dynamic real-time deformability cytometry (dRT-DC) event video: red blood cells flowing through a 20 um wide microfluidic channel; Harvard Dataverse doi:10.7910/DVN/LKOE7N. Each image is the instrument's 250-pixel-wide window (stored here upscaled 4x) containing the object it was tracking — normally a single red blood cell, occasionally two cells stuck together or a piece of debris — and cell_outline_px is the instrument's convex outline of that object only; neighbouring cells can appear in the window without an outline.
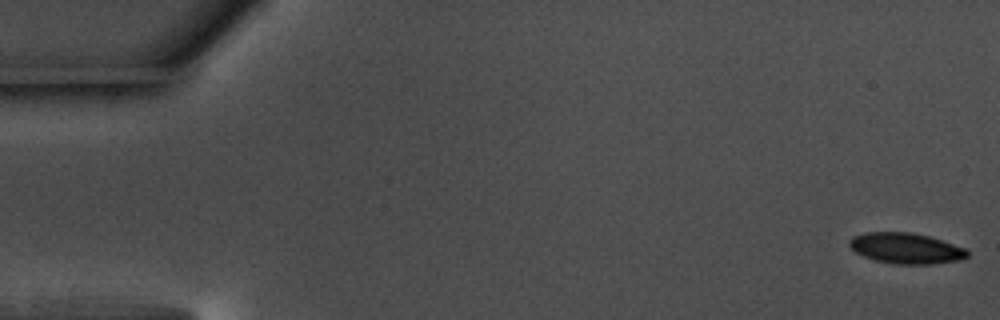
{"species": "common noctule bat (a hibernating species)", "species_latin": "Nyctalus noctula", "temperature_condition": "warm", "stored_images_in_passage": 56, "camera_frame_rate_fps": 3000, "um_per_image_px": 0.085, "animal": {"sex": "male", "body_mass_g": 17.5, "forearm_length_mm": 52.3}, "frame": {"image": 1, "passage_image": 1, "time_ms": 0.0, "image_size_px": [1000, 320], "cell_outline_px": [[968, 256], [960, 260], [928, 264], [896, 264], [876, 260], [864, 256], [856, 252], [848, 244], [848, 240], [852, 236], [864, 232], [912, 232], [928, 236], [964, 248], [968, 252]], "centroid_in_image_um": [76.96, 21.09], "position_along_channel_um": 8.0, "area_um2": 20.92}}
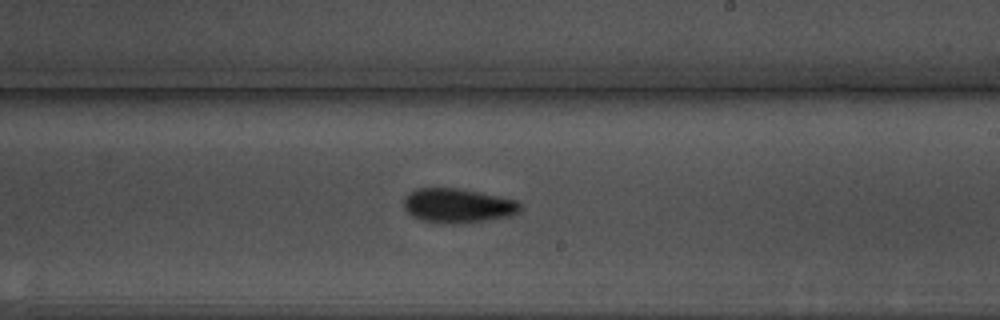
{"frame": {"image": 2, "passage_image": 33, "time_ms": 10.667, "image_size_px": [1000, 320], "cell_outline_px": [[520, 212], [512, 216], [488, 220], [456, 224], [444, 224], [420, 220], [412, 216], [404, 208], [404, 196], [408, 192], [416, 188], [456, 188], [516, 200], [520, 204]], "centroid_in_image_um": [38.87, 17.49], "position_along_channel_um": 250.1, "area_um2": 23.41}}
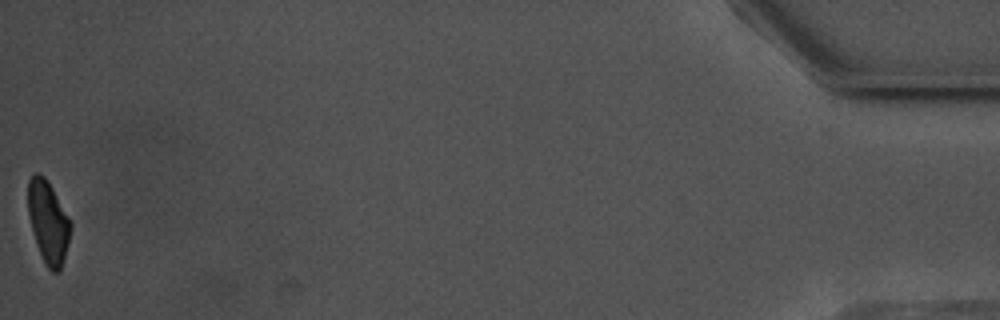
{"frame": {"image": 3, "passage_image": 56, "time_ms": 18.333, "image_size_px": [1000, 320], "cell_outline_px": [[72, 228], [68, 244], [60, 272], [52, 272], [44, 264], [32, 228], [28, 212], [28, 180], [36, 172], [40, 172], [44, 176], [52, 188], [68, 216], [72, 224]], "centroid_in_image_um": [4.11, 18.88], "position_along_channel_um": 431.1, "area_um2": 20.23}, "authors_computed_cell_mechanics": {"area_um2": 22.3397, "velocity_mm_per_s": 3.6698, "shape_relaxation_time_tau1_ms": 2.4986, "shape_relaxation_time_tau2_ms": 5.4362, "deformation_change_tau1": 0.0959, "deformation_change_tau2": 0.0953}}